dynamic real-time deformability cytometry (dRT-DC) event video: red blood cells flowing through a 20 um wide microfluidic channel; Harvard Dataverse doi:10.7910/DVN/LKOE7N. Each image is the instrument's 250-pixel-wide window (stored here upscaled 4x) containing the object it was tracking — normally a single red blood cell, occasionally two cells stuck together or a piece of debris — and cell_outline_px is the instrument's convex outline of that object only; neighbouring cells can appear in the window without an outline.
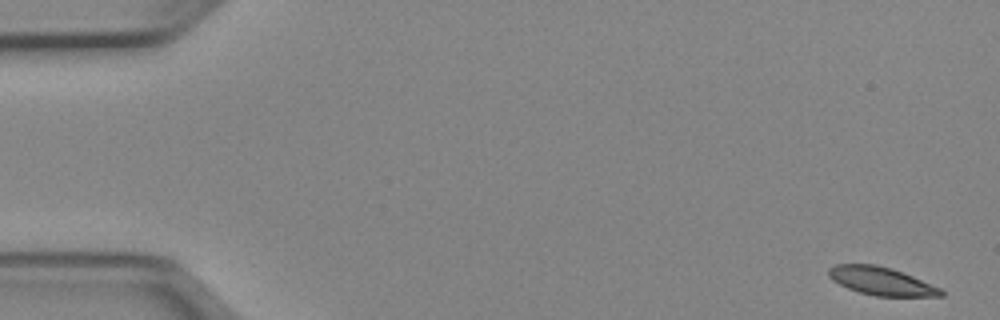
{"species": "Egyptian fruit bat (a non-hibernating species)", "species_latin": "Rousettus aegyptiacus", "temperature_condition": "cold", "stored_images_in_passage": 51, "camera_frame_rate_fps": 3000, "um_per_image_px": 0.085, "animal": {"sex": "female"}, "frame": {"image": 1, "passage_image": 1, "time_ms": 0.0, "image_size_px": [1000, 320], "cell_outline_px": [[944, 296], [876, 296], [860, 292], [848, 288], [832, 280], [828, 276], [828, 268], [836, 264], [876, 264], [892, 268], [912, 276], [940, 288], [944, 292]], "centroid_in_image_um": [74.88, 23.88], "position_along_channel_um": 10.1, "area_um2": 18.26}}
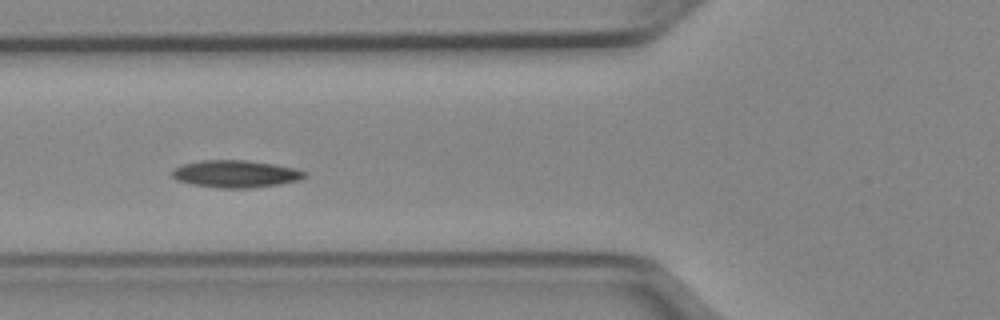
{"frame": {"image": 2, "passage_image": 19, "time_ms": 6.0, "image_size_px": [1000, 320], "cell_outline_px": [[308, 176], [300, 180], [280, 184], [248, 188], [220, 188], [192, 184], [176, 180], [172, 176], [172, 172], [176, 168], [184, 164], [200, 160], [248, 160], [296, 168], [308, 172]], "centroid_in_image_um": [20.08, 14.78], "position_along_channel_um": 105.7, "area_um2": 21.1}}
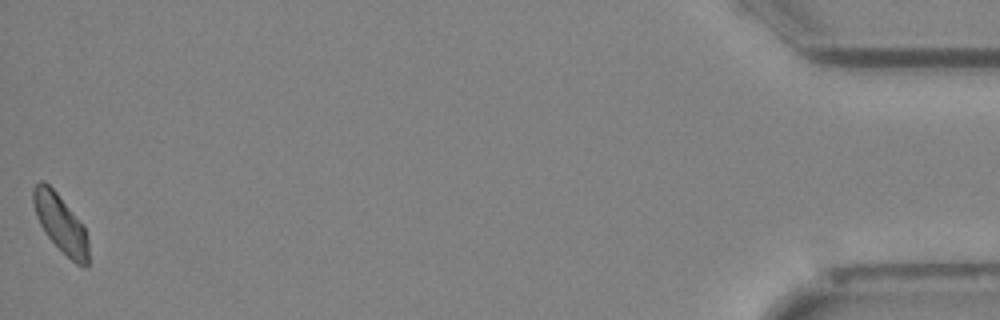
{"frame": {"image": 3, "passage_image": 51, "time_ms": 16.667, "image_size_px": [1000, 320], "cell_outline_px": [[88, 264], [84, 268], [76, 264], [44, 232], [36, 216], [32, 200], [32, 188], [40, 180], [44, 180], [56, 192], [84, 224], [88, 240]], "centroid_in_image_um": [5.15, 18.97], "position_along_channel_um": 430.0, "area_um2": 18.61}, "authors_computed_cell_mechanics": {"area_um2": 19.7676, "velocity_mm_per_s": 3.9156, "shape_relaxation_time_tau1_ms": 5.9226, "shape_relaxation_time_tau2_ms": null, "deformation_change_tau1": 0.1274, "deformation_change_tau2": null}}